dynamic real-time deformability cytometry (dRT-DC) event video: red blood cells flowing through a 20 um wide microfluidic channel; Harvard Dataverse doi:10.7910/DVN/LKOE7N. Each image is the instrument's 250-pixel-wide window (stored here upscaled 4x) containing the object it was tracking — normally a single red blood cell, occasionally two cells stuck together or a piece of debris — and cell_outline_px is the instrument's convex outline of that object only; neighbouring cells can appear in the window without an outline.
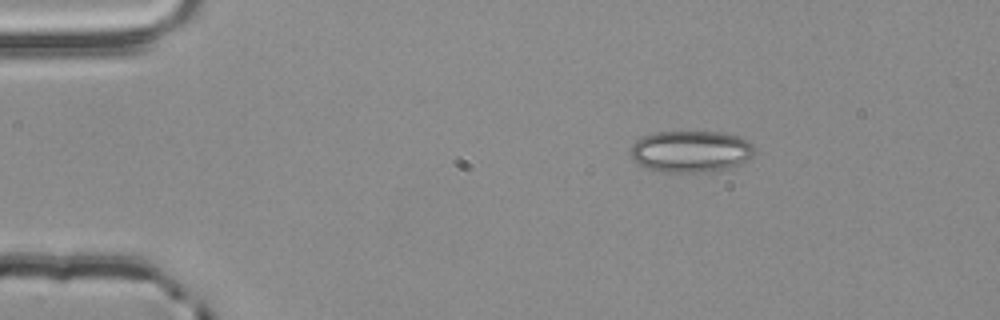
{"species": "common noctule bat (a hibernating species)", "species_latin": "Nyctalus noctula", "temperature_condition": "room temperature", "stored_images_in_passage": 4, "camera_frame_rate_fps": 3000, "um_per_image_px": 0.085, "animal": {"sex": "male", "body_mass_g": 20.4}, "frame": {"image": 1, "passage_image": 4, "time_ms": 1.0, "image_size_px": [1000, 320], "cell_outline_px": [[756, 152], [748, 160], [732, 168], [704, 172], [660, 172], [648, 168], [640, 164], [632, 156], [632, 144], [636, 140], [644, 136], [656, 132], [724, 132], [740, 136], [748, 140], [752, 144]], "centroid_in_image_um": [58.79, 12.87], "position_along_channel_um": 26.2, "area_um2": 30.23}}